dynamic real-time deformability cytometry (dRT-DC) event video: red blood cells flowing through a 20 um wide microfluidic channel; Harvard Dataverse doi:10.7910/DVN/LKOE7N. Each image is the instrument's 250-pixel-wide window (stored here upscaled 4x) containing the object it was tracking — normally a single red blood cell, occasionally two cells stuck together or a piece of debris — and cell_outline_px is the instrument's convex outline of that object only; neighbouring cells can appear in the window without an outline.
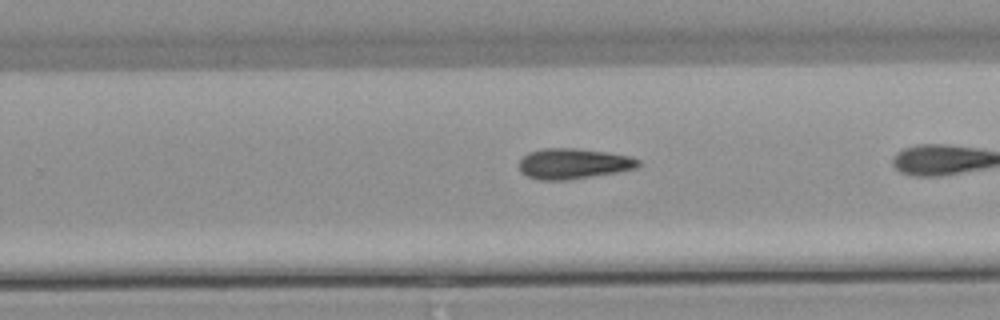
{"species": "common noctule bat (a hibernating species)", "species_latin": "Nyctalus noctula", "temperature_condition": "warm", "stored_images_in_passage": 24, "camera_frame_rate_fps": 3000, "um_per_image_px": 0.085, "animal": {"sex": "male", "body_mass_g": 21.5, "forearm_length_mm": 52.0}, "frame": {"image": 1, "passage_image": 17, "time_ms": 5.333, "image_size_px": [1000, 320], "cell_outline_px": [[640, 164], [636, 168], [616, 172], [568, 180], [540, 180], [528, 176], [520, 172], [520, 160], [528, 152], [544, 148], [576, 148], [608, 152], [632, 156], [640, 160]], "centroid_in_image_um": [48.75, 13.9], "position_along_channel_um": 281.1, "area_um2": 21.21}}